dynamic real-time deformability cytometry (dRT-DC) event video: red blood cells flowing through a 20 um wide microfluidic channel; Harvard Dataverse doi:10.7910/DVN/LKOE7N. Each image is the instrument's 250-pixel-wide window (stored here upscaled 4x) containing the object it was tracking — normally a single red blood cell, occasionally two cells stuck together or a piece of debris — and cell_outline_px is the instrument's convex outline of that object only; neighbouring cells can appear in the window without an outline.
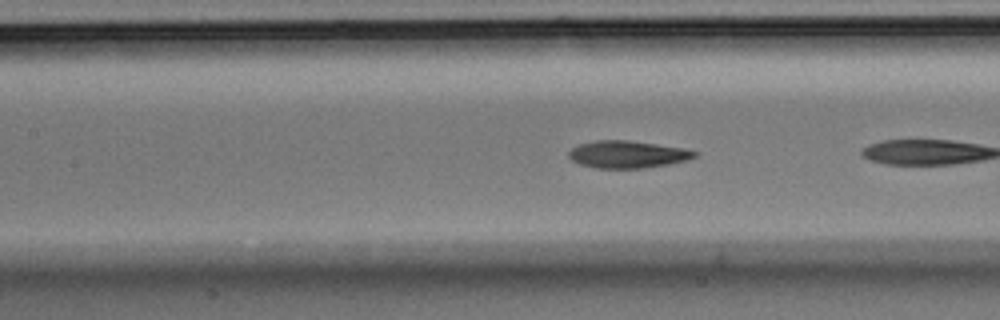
{"species": "Egyptian fruit bat (a non-hibernating species)", "species_latin": "Rousettus aegyptiacus", "temperature_condition": "room temperature", "stored_images_in_passage": 8, "camera_frame_rate_fps": 3000, "um_per_image_px": 0.085, "animal": {"sex": "male"}, "frame": {"image": 1, "passage_image": 7, "time_ms": 2.0, "image_size_px": [1000, 320], "cell_outline_px": [[700, 152], [696, 156], [688, 160], [668, 164], [644, 168], [596, 168], [580, 164], [572, 160], [568, 156], [568, 152], [572, 148], [580, 144], [596, 140], [628, 140], [684, 148]], "centroid_in_image_um": [53.35, 13.12], "position_along_channel_um": 154.0, "area_um2": 20.0}}